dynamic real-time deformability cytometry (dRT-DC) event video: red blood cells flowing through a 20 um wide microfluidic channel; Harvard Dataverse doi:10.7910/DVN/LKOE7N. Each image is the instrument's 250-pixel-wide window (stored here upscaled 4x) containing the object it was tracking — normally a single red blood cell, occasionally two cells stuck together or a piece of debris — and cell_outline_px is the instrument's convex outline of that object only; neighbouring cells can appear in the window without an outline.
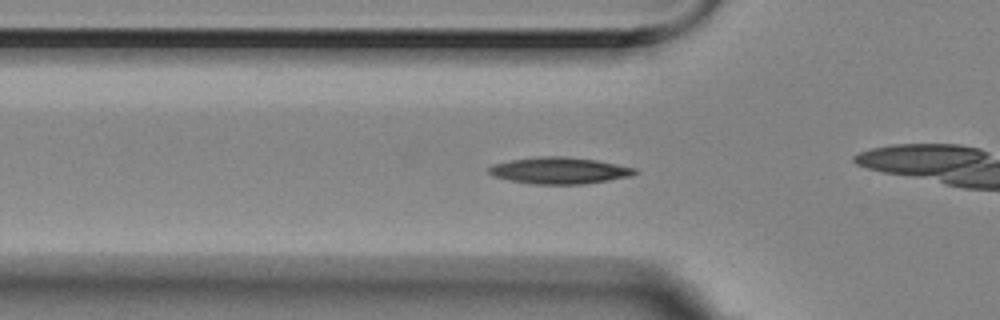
{"species": "Egyptian fruit bat (a non-hibernating species)", "species_latin": "Rousettus aegyptiacus", "temperature_condition": "room temperature", "stored_images_in_passage": 57, "camera_frame_rate_fps": 3000, "um_per_image_px": 0.085, "animal": {"sex": "female"}, "frame": {"image": 1, "passage_image": 18, "time_ms": 5.667, "image_size_px": [1000, 320], "cell_outline_px": [[640, 172], [632, 176], [584, 184], [532, 184], [508, 180], [492, 176], [488, 172], [488, 168], [492, 164], [512, 160], [544, 156], [560, 156], [596, 160], [636, 168]], "centroid_in_image_um": [47.55, 14.5], "position_along_channel_um": 78.3, "area_um2": 22.6}}
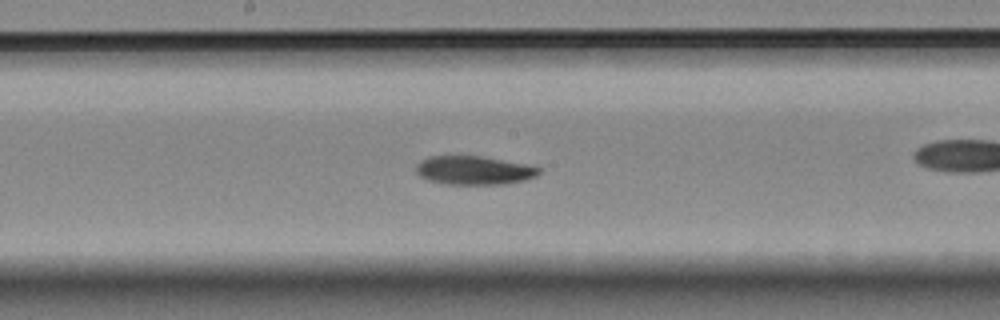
{"frame": {"image": 2, "passage_image": 29, "time_ms": 9.333, "image_size_px": [1000, 320], "cell_outline_px": [[540, 172], [536, 176], [524, 180], [504, 184], [444, 184], [428, 180], [420, 176], [416, 172], [416, 164], [420, 160], [428, 156], [480, 156], [524, 164], [540, 168]], "centroid_in_image_um": [40.23, 14.48], "position_along_channel_um": 208.0, "area_um2": 20.4}}
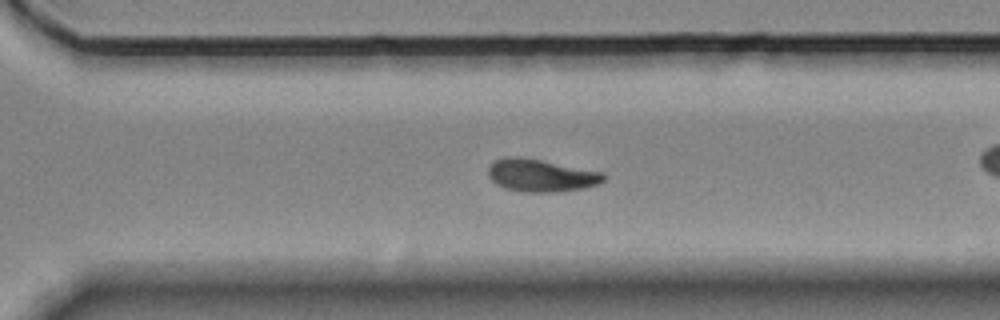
{"frame": {"image": 3, "passage_image": 39, "time_ms": 12.667, "image_size_px": [1000, 320], "cell_outline_px": [[608, 176], [604, 180], [596, 184], [584, 188], [556, 192], [524, 192], [504, 188], [496, 184], [488, 176], [488, 168], [496, 160], [504, 156], [516, 156], [540, 160], [604, 172]], "centroid_in_image_um": [45.99, 14.91], "position_along_channel_um": 324.6, "area_um2": 21.91}, "authors_computed_cell_mechanics": {"area_um2": 20.8658, "velocity_mm_per_s": 3.5137, "shape_relaxation_time_tau1_ms": 7.147, "shape_relaxation_time_tau2_ms": null, "deformation_change_tau1": 0.1526, "deformation_change_tau2": null}}